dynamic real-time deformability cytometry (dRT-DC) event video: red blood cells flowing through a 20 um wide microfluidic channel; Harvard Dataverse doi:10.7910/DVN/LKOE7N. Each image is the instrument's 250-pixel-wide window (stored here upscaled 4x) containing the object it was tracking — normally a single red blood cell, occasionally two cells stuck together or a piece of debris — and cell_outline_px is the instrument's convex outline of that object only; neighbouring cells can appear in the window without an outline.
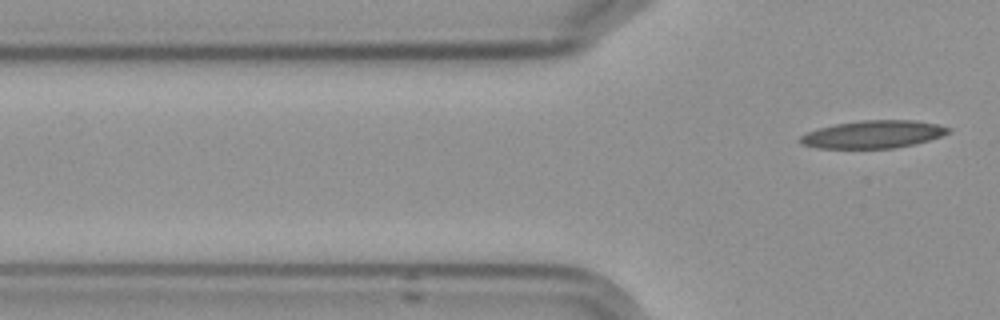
{"species": "Egyptian fruit bat (a non-hibernating species)", "species_latin": "Rousettus aegyptiacus", "temperature_condition": "cold", "stored_images_in_passage": 3, "segment_of_instrument_passage": [2, 2], "camera_frame_rate_fps": 3000, "um_per_image_px": 0.085, "frame": {"image": 1, "passage_image": 3, "time_ms": 2.333, "image_size_px": [1000, 320], "cell_outline_px": [[952, 132], [928, 140], [912, 144], [892, 148], [816, 148], [800, 144], [796, 140], [800, 136], [816, 128], [836, 124], [860, 120], [916, 120], [936, 124], [952, 128]], "centroid_in_image_um": [74.18, 11.41], "position_along_channel_um": 51.6, "area_um2": 23.99}}